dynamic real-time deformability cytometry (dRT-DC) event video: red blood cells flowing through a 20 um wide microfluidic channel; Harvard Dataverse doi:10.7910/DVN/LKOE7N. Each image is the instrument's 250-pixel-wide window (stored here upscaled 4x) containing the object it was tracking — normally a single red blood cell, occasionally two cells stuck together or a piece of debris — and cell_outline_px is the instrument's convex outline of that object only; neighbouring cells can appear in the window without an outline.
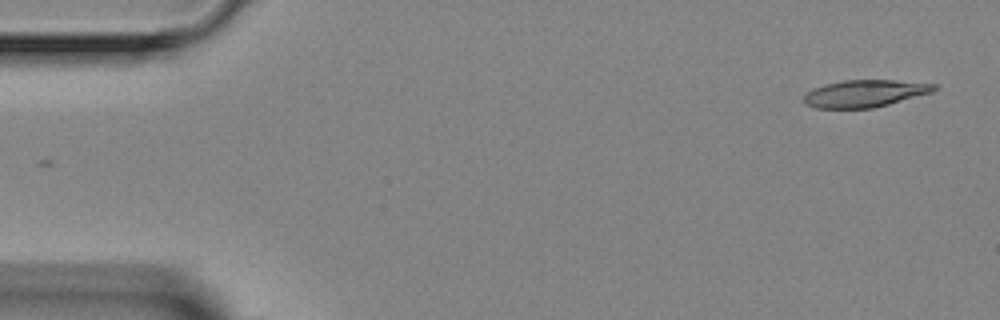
{"species": "Egyptian fruit bat (a non-hibernating species)", "species_latin": "Rousettus aegyptiacus", "temperature_condition": "room temperature", "stored_images_in_passage": 5, "camera_frame_rate_fps": 3000, "um_per_image_px": 0.085, "animal": {"sex": "female"}, "frame": {"image": 1, "passage_image": 1, "time_ms": 0.0, "image_size_px": [1000, 320], "cell_outline_px": [[936, 88], [932, 92], [888, 104], [872, 108], [816, 108], [804, 104], [804, 96], [812, 88], [824, 84], [844, 80], [892, 80], [936, 84]], "centroid_in_image_um": [73.46, 7.94], "position_along_channel_um": 11.5, "area_um2": 20.46}}
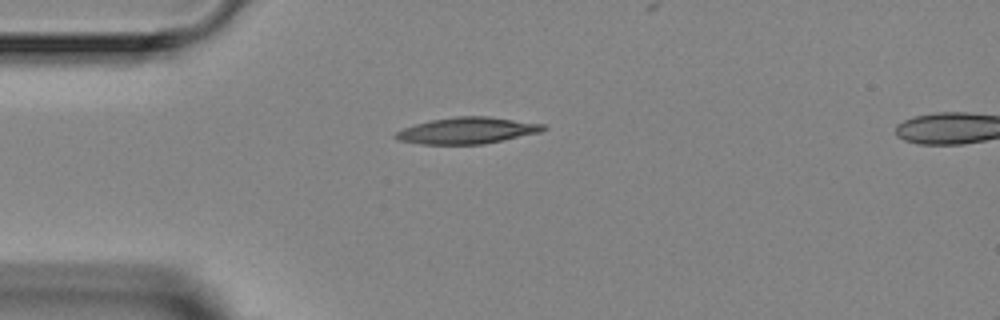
{"frame": {"image": 2, "passage_image": 4, "time_ms": 3.333, "image_size_px": [1000, 320], "cell_outline_px": [[548, 128], [540, 132], [504, 140], [484, 144], [420, 144], [396, 140], [392, 136], [396, 132], [404, 128], [416, 124], [432, 120], [456, 116], [488, 116], [544, 124]], "centroid_in_image_um": [39.7, 11.1], "position_along_channel_um": 45.3, "area_um2": 22.72}}